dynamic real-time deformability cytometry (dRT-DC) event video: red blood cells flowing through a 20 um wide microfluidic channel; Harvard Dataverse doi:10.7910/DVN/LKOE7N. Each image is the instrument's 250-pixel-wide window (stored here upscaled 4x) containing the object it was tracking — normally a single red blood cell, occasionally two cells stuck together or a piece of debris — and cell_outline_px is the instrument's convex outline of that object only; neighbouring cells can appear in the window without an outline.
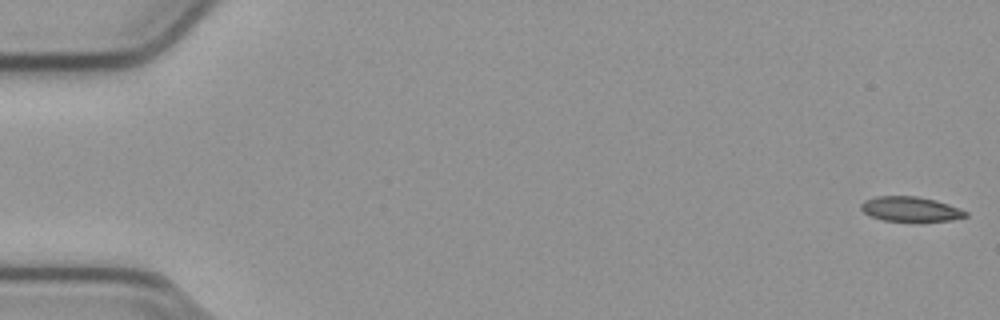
{"species": "common noctule bat (a hibernating species)", "species_latin": "Nyctalus noctula", "temperature_condition": "cold", "stored_images_in_passage": 54, "camera_frame_rate_fps": 3000, "um_per_image_px": 0.085, "animal": {"sex": "male", "body_mass_g": 23.1, "forearm_length_mm": 52.7}, "frame": {"image": 1, "passage_image": 1, "time_ms": 0.0, "image_size_px": [1000, 320], "cell_outline_px": [[968, 216], [952, 220], [884, 220], [868, 216], [860, 208], [860, 204], [864, 200], [876, 196], [916, 196], [936, 200], [948, 204], [968, 212]], "centroid_in_image_um": [77.35, 17.75], "position_along_channel_um": 7.6, "area_um2": 14.91}}
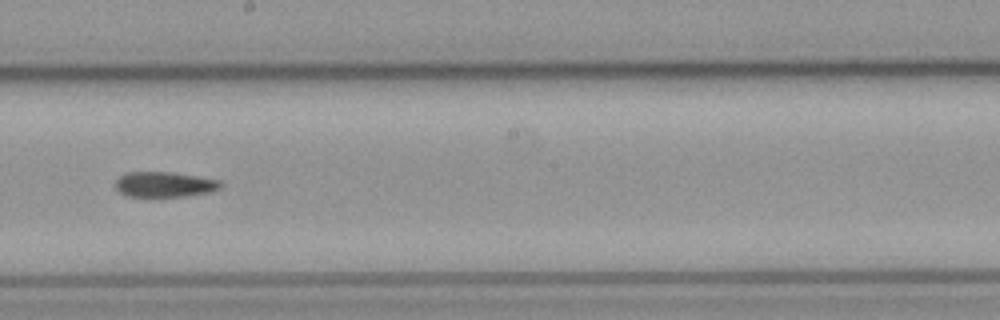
{"frame": {"image": 2, "passage_image": 31, "time_ms": 10.0, "image_size_px": [1000, 320], "cell_outline_px": [[224, 184], [220, 188], [212, 192], [184, 196], [128, 196], [120, 192], [116, 188], [116, 180], [120, 176], [128, 172], [172, 172], [220, 180]], "centroid_in_image_um": [14.02, 15.67], "position_along_channel_um": 234.2, "area_um2": 15.43}}
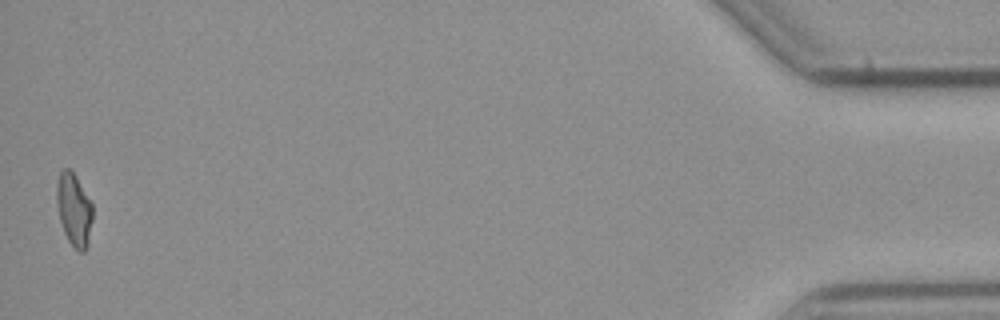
{"frame": {"image": 3, "passage_image": 54, "time_ms": 17.667, "image_size_px": [1000, 320], "cell_outline_px": [[92, 220], [88, 244], [84, 252], [80, 252], [68, 240], [64, 232], [60, 220], [56, 200], [56, 184], [60, 172], [64, 168], [72, 168], [92, 204]], "centroid_in_image_um": [6.28, 17.77], "position_along_channel_um": 428.9, "area_um2": 15.26}}